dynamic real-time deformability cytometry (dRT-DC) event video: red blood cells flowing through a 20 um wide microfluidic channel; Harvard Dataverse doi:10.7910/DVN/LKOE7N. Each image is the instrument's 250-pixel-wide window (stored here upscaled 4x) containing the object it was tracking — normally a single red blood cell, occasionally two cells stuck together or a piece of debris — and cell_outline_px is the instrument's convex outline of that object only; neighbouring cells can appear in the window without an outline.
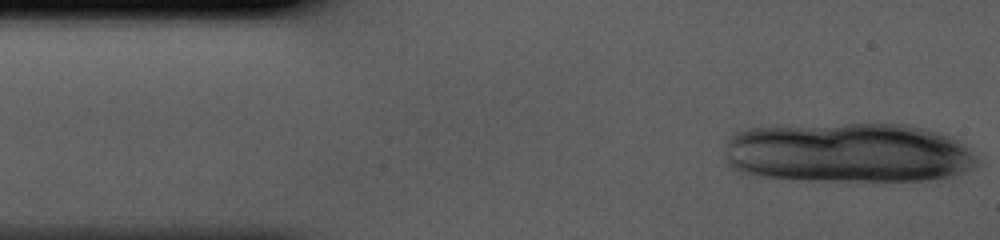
{"species": "human", "species_latin": "Homo sapiens", "temperature_condition": "cold", "stored_images_in_passage": 9, "camera_frame_rate_fps": 3000, "um_per_image_px": 0.085, "donor": {"sex": "male"}, "frame": {"image": 1, "passage_image": 1, "time_ms": 0.0, "image_size_px": [1000, 240], "cell_outline_px": [[980, 164], [964, 172], [952, 176], [936, 180], [796, 180], [748, 176], [732, 168], [724, 160], [724, 156], [728, 140], [732, 132], [744, 128], [776, 124], [908, 124], [924, 128], [952, 136], [960, 140], [980, 160]], "centroid_in_image_um": [72.02, 12.97], "position_along_channel_um": 13.0, "area_um2": 90.46}}